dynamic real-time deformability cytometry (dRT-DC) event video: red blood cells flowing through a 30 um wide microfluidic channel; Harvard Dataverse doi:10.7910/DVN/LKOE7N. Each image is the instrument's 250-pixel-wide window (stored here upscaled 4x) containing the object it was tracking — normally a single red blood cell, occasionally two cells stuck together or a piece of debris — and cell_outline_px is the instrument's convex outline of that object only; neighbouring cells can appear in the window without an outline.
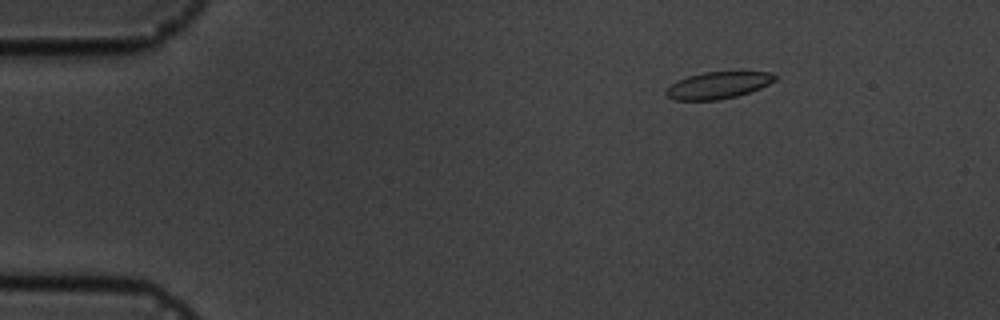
{"species": "common noctule bat (a hibernating species)", "species_latin": "Nyctalus noctula", "temperature_condition": "cold", "stored_images_in_passage": 16, "camera_frame_rate_fps": 3000, "um_per_image_px": 0.085, "animal": {"sex": "male", "body_mass_g": 19.5, "forearm_length_mm": 54.6}, "frame": {"image": 1, "passage_image": 2, "time_ms": 2.0, "image_size_px": [1000, 320], "cell_outline_px": [[776, 80], [760, 88], [736, 96], [716, 100], [676, 100], [668, 96], [664, 92], [676, 80], [688, 76], [704, 72], [772, 72], [776, 76]], "centroid_in_image_um": [61.03, 7.24], "position_along_channel_um": 24.0, "area_um2": 16.82}}
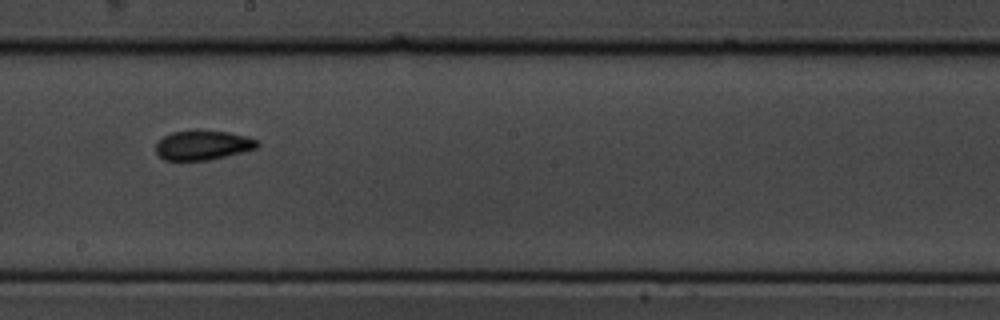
{"frame": {"image": 2, "passage_image": 9, "time_ms": 10.0, "image_size_px": [1000, 320], "cell_outline_px": [[260, 144], [256, 148], [208, 160], [164, 160], [156, 152], [156, 140], [172, 132], [196, 128], [200, 128], [228, 132], [248, 136], [256, 140]], "centroid_in_image_um": [17.2, 12.29], "position_along_channel_um": 231.0, "area_um2": 17.8}}
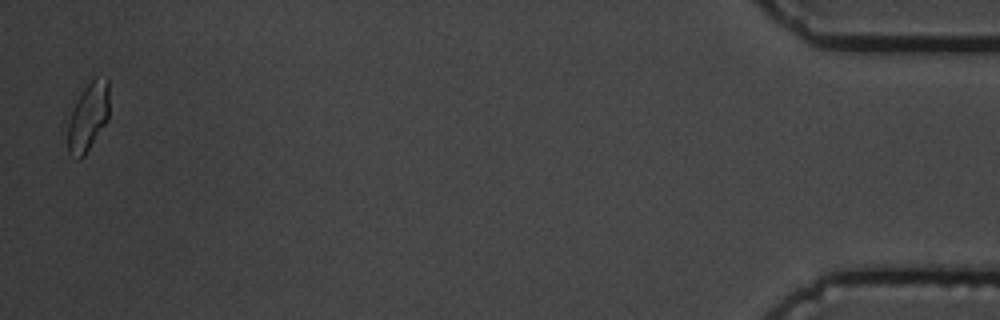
{"frame": {"image": 3, "passage_image": 16, "time_ms": 18.0, "image_size_px": [1000, 320], "cell_outline_px": [[108, 120], [84, 156], [80, 160], [76, 160], [68, 152], [68, 124], [72, 108], [76, 100], [92, 76], [108, 76]], "centroid_in_image_um": [7.49, 9.9], "position_along_channel_um": 427.7, "area_um2": 16.82}, "authors_computed_cell_mechanics": {"area_um2": 17.6868, "velocity_mm_per_s": 3.5468, "shape_relaxation_time_tau1_ms": 6.3448, "shape_relaxation_time_tau2_ms": 1.6192, "deformation_change_tau1": 0.116, "deformation_change_tau2": 0.0437}}